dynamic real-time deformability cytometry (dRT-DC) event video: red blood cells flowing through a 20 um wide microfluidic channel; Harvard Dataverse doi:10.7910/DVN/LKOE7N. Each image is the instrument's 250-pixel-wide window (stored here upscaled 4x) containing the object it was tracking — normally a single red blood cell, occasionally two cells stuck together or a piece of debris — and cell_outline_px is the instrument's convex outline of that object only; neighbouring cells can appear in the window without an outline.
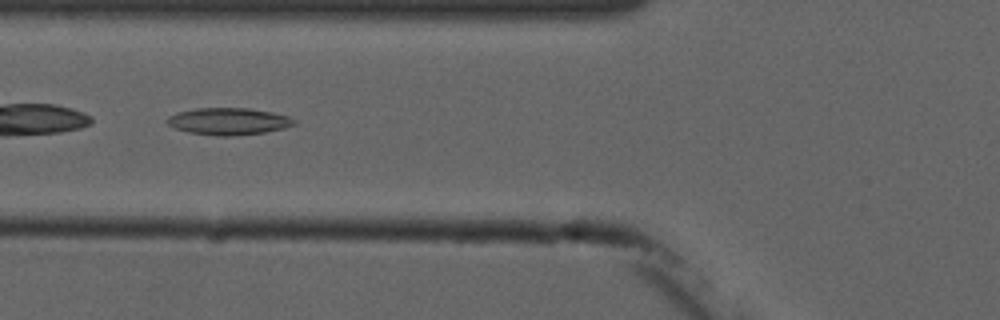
{"species": "common noctule bat (a hibernating species)", "species_latin": "Nyctalus noctula", "temperature_condition": "cold", "stored_images_in_passage": 6, "camera_frame_rate_fps": 3000, "um_per_image_px": 0.085, "animal": {"sex": "male", "forearm_length_mm": 52.5}, "frame": {"image": 1, "passage_image": 6, "time_ms": 6.0, "image_size_px": [1000, 320], "cell_outline_px": [[296, 124], [284, 128], [264, 132], [232, 136], [216, 136], [188, 132], [176, 128], [168, 124], [164, 120], [168, 116], [180, 112], [196, 108], [248, 108], [272, 112], [288, 116], [296, 120]], "centroid_in_image_um": [19.43, 10.31], "position_along_channel_um": 106.4, "area_um2": 19.94}}